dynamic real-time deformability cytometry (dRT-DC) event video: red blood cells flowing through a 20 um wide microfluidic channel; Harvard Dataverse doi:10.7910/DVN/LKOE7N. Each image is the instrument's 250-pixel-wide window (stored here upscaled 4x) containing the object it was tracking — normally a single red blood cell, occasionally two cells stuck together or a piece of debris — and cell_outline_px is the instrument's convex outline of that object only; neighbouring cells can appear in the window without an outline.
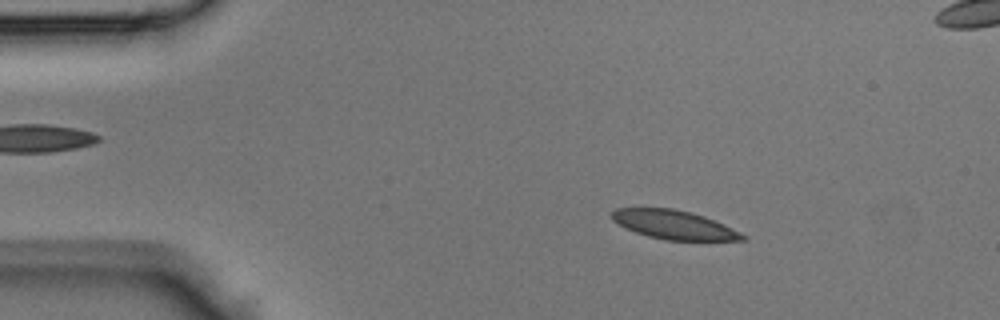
{"species": "Egyptian fruit bat (a non-hibernating species)", "species_latin": "Rousettus aegyptiacus", "temperature_condition": "room temperature", "stored_images_in_passage": 42, "segment_of_instrument_passage": [1, 2], "camera_frame_rate_fps": 3000, "um_per_image_px": 0.085, "animal": {"sex": "male"}, "frame": {"image": 1, "passage_image": 5, "time_ms": 1.333, "image_size_px": [1000, 320], "cell_outline_px": [[748, 240], [664, 240], [648, 236], [624, 228], [612, 220], [612, 212], [616, 208], [672, 208], [692, 212], [704, 216], [724, 224], [748, 236]], "centroid_in_image_um": [57.3, 19.1], "position_along_channel_um": 27.7, "area_um2": 22.02}}
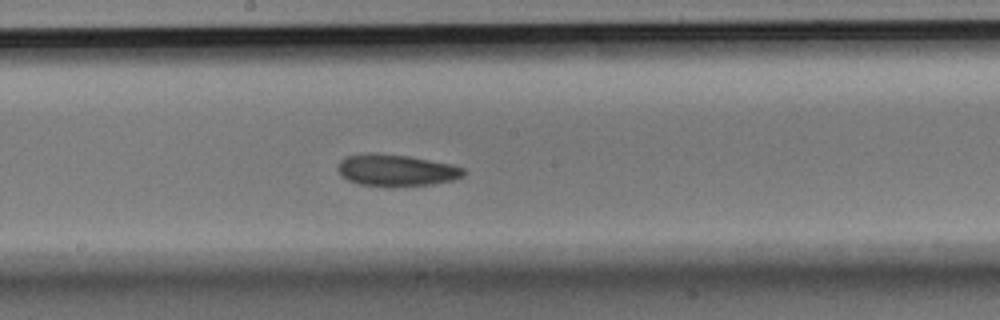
{"frame": {"image": 2, "passage_image": 21, "time_ms": 6.667, "image_size_px": [1000, 320], "cell_outline_px": [[464, 176], [452, 180], [432, 184], [392, 188], [388, 188], [360, 184], [348, 180], [340, 176], [336, 168], [340, 160], [344, 156], [364, 152], [376, 152], [408, 156], [452, 164], [464, 168]], "centroid_in_image_um": [33.61, 14.47], "position_along_channel_um": 214.6, "area_um2": 23.99}}
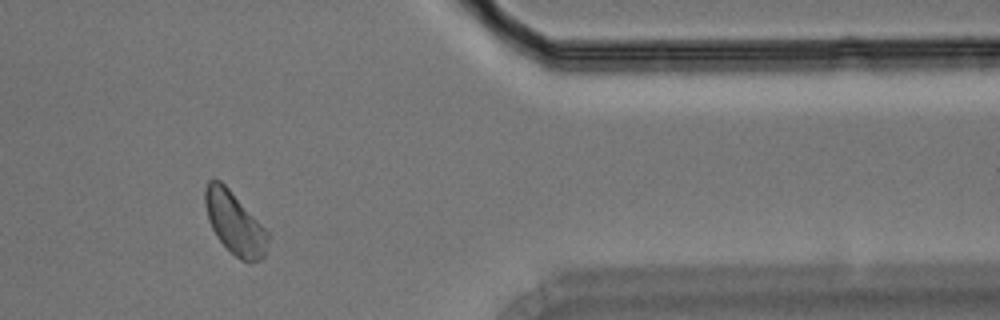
{"frame": {"image": 3, "passage_image": 34, "time_ms": 11.0, "image_size_px": [1000, 320], "cell_outline_px": [[268, 240], [264, 256], [260, 260], [248, 264], [240, 260], [216, 236], [208, 220], [204, 204], [204, 188], [208, 180], [220, 180], [228, 188], [268, 232]], "centroid_in_image_um": [19.92, 18.97], "position_along_channel_um": 391.5, "area_um2": 22.54}}